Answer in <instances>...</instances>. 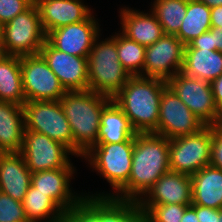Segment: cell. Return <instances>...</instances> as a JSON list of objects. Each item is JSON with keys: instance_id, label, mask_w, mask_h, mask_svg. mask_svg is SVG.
I'll return each mask as SVG.
<instances>
[{"instance_id": "obj_5", "label": "cell", "mask_w": 222, "mask_h": 222, "mask_svg": "<svg viewBox=\"0 0 222 222\" xmlns=\"http://www.w3.org/2000/svg\"><path fill=\"white\" fill-rule=\"evenodd\" d=\"M134 141L96 143L83 156L112 187V193H85L89 197H114L127 183L132 169ZM87 194V195H86Z\"/></svg>"}, {"instance_id": "obj_27", "label": "cell", "mask_w": 222, "mask_h": 222, "mask_svg": "<svg viewBox=\"0 0 222 222\" xmlns=\"http://www.w3.org/2000/svg\"><path fill=\"white\" fill-rule=\"evenodd\" d=\"M22 205L28 222H62L66 217V213L50 197L32 185L28 188Z\"/></svg>"}, {"instance_id": "obj_12", "label": "cell", "mask_w": 222, "mask_h": 222, "mask_svg": "<svg viewBox=\"0 0 222 222\" xmlns=\"http://www.w3.org/2000/svg\"><path fill=\"white\" fill-rule=\"evenodd\" d=\"M20 154L32 173L57 168H75L69 159V155L74 154L62 143L39 132L24 130Z\"/></svg>"}, {"instance_id": "obj_16", "label": "cell", "mask_w": 222, "mask_h": 222, "mask_svg": "<svg viewBox=\"0 0 222 222\" xmlns=\"http://www.w3.org/2000/svg\"><path fill=\"white\" fill-rule=\"evenodd\" d=\"M100 27L93 12L84 21L69 24L50 31L46 40L57 50L74 56L88 57Z\"/></svg>"}, {"instance_id": "obj_39", "label": "cell", "mask_w": 222, "mask_h": 222, "mask_svg": "<svg viewBox=\"0 0 222 222\" xmlns=\"http://www.w3.org/2000/svg\"><path fill=\"white\" fill-rule=\"evenodd\" d=\"M213 46L222 53V27H211Z\"/></svg>"}, {"instance_id": "obj_36", "label": "cell", "mask_w": 222, "mask_h": 222, "mask_svg": "<svg viewBox=\"0 0 222 222\" xmlns=\"http://www.w3.org/2000/svg\"><path fill=\"white\" fill-rule=\"evenodd\" d=\"M211 87L215 104L219 114L222 116V74L211 82Z\"/></svg>"}, {"instance_id": "obj_8", "label": "cell", "mask_w": 222, "mask_h": 222, "mask_svg": "<svg viewBox=\"0 0 222 222\" xmlns=\"http://www.w3.org/2000/svg\"><path fill=\"white\" fill-rule=\"evenodd\" d=\"M25 129L45 134L74 154V138L59 101H26L23 105Z\"/></svg>"}, {"instance_id": "obj_32", "label": "cell", "mask_w": 222, "mask_h": 222, "mask_svg": "<svg viewBox=\"0 0 222 222\" xmlns=\"http://www.w3.org/2000/svg\"><path fill=\"white\" fill-rule=\"evenodd\" d=\"M0 222H28L22 202L0 192Z\"/></svg>"}, {"instance_id": "obj_23", "label": "cell", "mask_w": 222, "mask_h": 222, "mask_svg": "<svg viewBox=\"0 0 222 222\" xmlns=\"http://www.w3.org/2000/svg\"><path fill=\"white\" fill-rule=\"evenodd\" d=\"M192 204L222 209V170L211 165L191 176Z\"/></svg>"}, {"instance_id": "obj_37", "label": "cell", "mask_w": 222, "mask_h": 222, "mask_svg": "<svg viewBox=\"0 0 222 222\" xmlns=\"http://www.w3.org/2000/svg\"><path fill=\"white\" fill-rule=\"evenodd\" d=\"M196 215L199 222H214V209L196 205Z\"/></svg>"}, {"instance_id": "obj_1", "label": "cell", "mask_w": 222, "mask_h": 222, "mask_svg": "<svg viewBox=\"0 0 222 222\" xmlns=\"http://www.w3.org/2000/svg\"><path fill=\"white\" fill-rule=\"evenodd\" d=\"M169 166V139L154 133H137L128 183L113 197L138 202Z\"/></svg>"}, {"instance_id": "obj_41", "label": "cell", "mask_w": 222, "mask_h": 222, "mask_svg": "<svg viewBox=\"0 0 222 222\" xmlns=\"http://www.w3.org/2000/svg\"><path fill=\"white\" fill-rule=\"evenodd\" d=\"M199 1L203 2L210 8L222 5V0H199Z\"/></svg>"}, {"instance_id": "obj_29", "label": "cell", "mask_w": 222, "mask_h": 222, "mask_svg": "<svg viewBox=\"0 0 222 222\" xmlns=\"http://www.w3.org/2000/svg\"><path fill=\"white\" fill-rule=\"evenodd\" d=\"M188 0H154L149 9L158 19L164 34L176 35L186 16Z\"/></svg>"}, {"instance_id": "obj_42", "label": "cell", "mask_w": 222, "mask_h": 222, "mask_svg": "<svg viewBox=\"0 0 222 222\" xmlns=\"http://www.w3.org/2000/svg\"><path fill=\"white\" fill-rule=\"evenodd\" d=\"M214 222H222V209H214Z\"/></svg>"}, {"instance_id": "obj_40", "label": "cell", "mask_w": 222, "mask_h": 222, "mask_svg": "<svg viewBox=\"0 0 222 222\" xmlns=\"http://www.w3.org/2000/svg\"><path fill=\"white\" fill-rule=\"evenodd\" d=\"M181 222H199L196 215V205L191 204L185 209Z\"/></svg>"}, {"instance_id": "obj_30", "label": "cell", "mask_w": 222, "mask_h": 222, "mask_svg": "<svg viewBox=\"0 0 222 222\" xmlns=\"http://www.w3.org/2000/svg\"><path fill=\"white\" fill-rule=\"evenodd\" d=\"M115 34L118 58L123 68L130 76L141 75L145 61L146 46L127 38L122 33L118 32Z\"/></svg>"}, {"instance_id": "obj_26", "label": "cell", "mask_w": 222, "mask_h": 222, "mask_svg": "<svg viewBox=\"0 0 222 222\" xmlns=\"http://www.w3.org/2000/svg\"><path fill=\"white\" fill-rule=\"evenodd\" d=\"M0 101L18 105L26 102L19 56H0Z\"/></svg>"}, {"instance_id": "obj_17", "label": "cell", "mask_w": 222, "mask_h": 222, "mask_svg": "<svg viewBox=\"0 0 222 222\" xmlns=\"http://www.w3.org/2000/svg\"><path fill=\"white\" fill-rule=\"evenodd\" d=\"M75 173L74 168H57L32 173L31 185L50 197L65 213L74 208L83 198L72 192L70 179ZM76 193V194H75Z\"/></svg>"}, {"instance_id": "obj_22", "label": "cell", "mask_w": 222, "mask_h": 222, "mask_svg": "<svg viewBox=\"0 0 222 222\" xmlns=\"http://www.w3.org/2000/svg\"><path fill=\"white\" fill-rule=\"evenodd\" d=\"M24 130L23 106L0 101V153H20Z\"/></svg>"}, {"instance_id": "obj_4", "label": "cell", "mask_w": 222, "mask_h": 222, "mask_svg": "<svg viewBox=\"0 0 222 222\" xmlns=\"http://www.w3.org/2000/svg\"><path fill=\"white\" fill-rule=\"evenodd\" d=\"M95 39L88 55V89L113 98L127 83L130 74L118 58L116 35Z\"/></svg>"}, {"instance_id": "obj_15", "label": "cell", "mask_w": 222, "mask_h": 222, "mask_svg": "<svg viewBox=\"0 0 222 222\" xmlns=\"http://www.w3.org/2000/svg\"><path fill=\"white\" fill-rule=\"evenodd\" d=\"M66 91L88 89V57L74 56L55 49L47 40L39 52Z\"/></svg>"}, {"instance_id": "obj_25", "label": "cell", "mask_w": 222, "mask_h": 222, "mask_svg": "<svg viewBox=\"0 0 222 222\" xmlns=\"http://www.w3.org/2000/svg\"><path fill=\"white\" fill-rule=\"evenodd\" d=\"M181 72L211 83L222 74V53L209 49H184Z\"/></svg>"}, {"instance_id": "obj_11", "label": "cell", "mask_w": 222, "mask_h": 222, "mask_svg": "<svg viewBox=\"0 0 222 222\" xmlns=\"http://www.w3.org/2000/svg\"><path fill=\"white\" fill-rule=\"evenodd\" d=\"M20 67L26 101H59L66 93L40 53L21 56Z\"/></svg>"}, {"instance_id": "obj_2", "label": "cell", "mask_w": 222, "mask_h": 222, "mask_svg": "<svg viewBox=\"0 0 222 222\" xmlns=\"http://www.w3.org/2000/svg\"><path fill=\"white\" fill-rule=\"evenodd\" d=\"M167 82L140 75L130 76L112 98L129 119L136 133H154L158 126L160 100Z\"/></svg>"}, {"instance_id": "obj_13", "label": "cell", "mask_w": 222, "mask_h": 222, "mask_svg": "<svg viewBox=\"0 0 222 222\" xmlns=\"http://www.w3.org/2000/svg\"><path fill=\"white\" fill-rule=\"evenodd\" d=\"M159 108L154 134L169 140L196 133L206 126L168 86L162 92Z\"/></svg>"}, {"instance_id": "obj_33", "label": "cell", "mask_w": 222, "mask_h": 222, "mask_svg": "<svg viewBox=\"0 0 222 222\" xmlns=\"http://www.w3.org/2000/svg\"><path fill=\"white\" fill-rule=\"evenodd\" d=\"M33 3L31 0H0V22L6 24Z\"/></svg>"}, {"instance_id": "obj_28", "label": "cell", "mask_w": 222, "mask_h": 222, "mask_svg": "<svg viewBox=\"0 0 222 222\" xmlns=\"http://www.w3.org/2000/svg\"><path fill=\"white\" fill-rule=\"evenodd\" d=\"M211 27L210 7L199 0H188L186 16L176 36L187 45Z\"/></svg>"}, {"instance_id": "obj_18", "label": "cell", "mask_w": 222, "mask_h": 222, "mask_svg": "<svg viewBox=\"0 0 222 222\" xmlns=\"http://www.w3.org/2000/svg\"><path fill=\"white\" fill-rule=\"evenodd\" d=\"M137 203L139 206L191 205V176L170 170L161 176Z\"/></svg>"}, {"instance_id": "obj_6", "label": "cell", "mask_w": 222, "mask_h": 222, "mask_svg": "<svg viewBox=\"0 0 222 222\" xmlns=\"http://www.w3.org/2000/svg\"><path fill=\"white\" fill-rule=\"evenodd\" d=\"M45 41L46 33L35 3L3 25V54L19 57L38 54Z\"/></svg>"}, {"instance_id": "obj_21", "label": "cell", "mask_w": 222, "mask_h": 222, "mask_svg": "<svg viewBox=\"0 0 222 222\" xmlns=\"http://www.w3.org/2000/svg\"><path fill=\"white\" fill-rule=\"evenodd\" d=\"M120 11V30L127 38L140 45L149 46L164 35L161 24L151 11L144 13L128 7H123Z\"/></svg>"}, {"instance_id": "obj_3", "label": "cell", "mask_w": 222, "mask_h": 222, "mask_svg": "<svg viewBox=\"0 0 222 222\" xmlns=\"http://www.w3.org/2000/svg\"><path fill=\"white\" fill-rule=\"evenodd\" d=\"M112 98L91 91H66L60 103L74 138V156L80 158L97 143L103 108Z\"/></svg>"}, {"instance_id": "obj_31", "label": "cell", "mask_w": 222, "mask_h": 222, "mask_svg": "<svg viewBox=\"0 0 222 222\" xmlns=\"http://www.w3.org/2000/svg\"><path fill=\"white\" fill-rule=\"evenodd\" d=\"M190 205L162 204L140 206L146 214V222H181L185 209Z\"/></svg>"}, {"instance_id": "obj_9", "label": "cell", "mask_w": 222, "mask_h": 222, "mask_svg": "<svg viewBox=\"0 0 222 222\" xmlns=\"http://www.w3.org/2000/svg\"><path fill=\"white\" fill-rule=\"evenodd\" d=\"M212 125L200 131L169 140L170 170L192 176L210 165Z\"/></svg>"}, {"instance_id": "obj_19", "label": "cell", "mask_w": 222, "mask_h": 222, "mask_svg": "<svg viewBox=\"0 0 222 222\" xmlns=\"http://www.w3.org/2000/svg\"><path fill=\"white\" fill-rule=\"evenodd\" d=\"M46 35L57 28L86 20L92 13L82 0H37Z\"/></svg>"}, {"instance_id": "obj_35", "label": "cell", "mask_w": 222, "mask_h": 222, "mask_svg": "<svg viewBox=\"0 0 222 222\" xmlns=\"http://www.w3.org/2000/svg\"><path fill=\"white\" fill-rule=\"evenodd\" d=\"M184 49H209L216 50V46H213L212 41V30H208L203 33L199 37L193 39L187 45H185Z\"/></svg>"}, {"instance_id": "obj_20", "label": "cell", "mask_w": 222, "mask_h": 222, "mask_svg": "<svg viewBox=\"0 0 222 222\" xmlns=\"http://www.w3.org/2000/svg\"><path fill=\"white\" fill-rule=\"evenodd\" d=\"M31 176L20 153H0V192L22 202L31 185Z\"/></svg>"}, {"instance_id": "obj_44", "label": "cell", "mask_w": 222, "mask_h": 222, "mask_svg": "<svg viewBox=\"0 0 222 222\" xmlns=\"http://www.w3.org/2000/svg\"><path fill=\"white\" fill-rule=\"evenodd\" d=\"M1 41L2 40H0V56L3 54V51H2V48H1Z\"/></svg>"}, {"instance_id": "obj_38", "label": "cell", "mask_w": 222, "mask_h": 222, "mask_svg": "<svg viewBox=\"0 0 222 222\" xmlns=\"http://www.w3.org/2000/svg\"><path fill=\"white\" fill-rule=\"evenodd\" d=\"M211 26L222 27V5L210 8Z\"/></svg>"}, {"instance_id": "obj_10", "label": "cell", "mask_w": 222, "mask_h": 222, "mask_svg": "<svg viewBox=\"0 0 222 222\" xmlns=\"http://www.w3.org/2000/svg\"><path fill=\"white\" fill-rule=\"evenodd\" d=\"M167 86L205 125L222 124L210 82L189 77L180 71L167 81Z\"/></svg>"}, {"instance_id": "obj_7", "label": "cell", "mask_w": 222, "mask_h": 222, "mask_svg": "<svg viewBox=\"0 0 222 222\" xmlns=\"http://www.w3.org/2000/svg\"><path fill=\"white\" fill-rule=\"evenodd\" d=\"M66 218L70 222H146V214L136 201L113 197L84 196Z\"/></svg>"}, {"instance_id": "obj_43", "label": "cell", "mask_w": 222, "mask_h": 222, "mask_svg": "<svg viewBox=\"0 0 222 222\" xmlns=\"http://www.w3.org/2000/svg\"><path fill=\"white\" fill-rule=\"evenodd\" d=\"M3 38V24L0 22V40Z\"/></svg>"}, {"instance_id": "obj_24", "label": "cell", "mask_w": 222, "mask_h": 222, "mask_svg": "<svg viewBox=\"0 0 222 222\" xmlns=\"http://www.w3.org/2000/svg\"><path fill=\"white\" fill-rule=\"evenodd\" d=\"M136 134L127 116L112 99L103 108L97 143L134 141Z\"/></svg>"}, {"instance_id": "obj_34", "label": "cell", "mask_w": 222, "mask_h": 222, "mask_svg": "<svg viewBox=\"0 0 222 222\" xmlns=\"http://www.w3.org/2000/svg\"><path fill=\"white\" fill-rule=\"evenodd\" d=\"M210 165L222 170V124L212 125Z\"/></svg>"}, {"instance_id": "obj_45", "label": "cell", "mask_w": 222, "mask_h": 222, "mask_svg": "<svg viewBox=\"0 0 222 222\" xmlns=\"http://www.w3.org/2000/svg\"><path fill=\"white\" fill-rule=\"evenodd\" d=\"M62 222H70V221L65 217Z\"/></svg>"}, {"instance_id": "obj_14", "label": "cell", "mask_w": 222, "mask_h": 222, "mask_svg": "<svg viewBox=\"0 0 222 222\" xmlns=\"http://www.w3.org/2000/svg\"><path fill=\"white\" fill-rule=\"evenodd\" d=\"M184 47L176 35L164 34L154 44L146 46L143 72L140 76L167 82L182 70Z\"/></svg>"}]
</instances>
